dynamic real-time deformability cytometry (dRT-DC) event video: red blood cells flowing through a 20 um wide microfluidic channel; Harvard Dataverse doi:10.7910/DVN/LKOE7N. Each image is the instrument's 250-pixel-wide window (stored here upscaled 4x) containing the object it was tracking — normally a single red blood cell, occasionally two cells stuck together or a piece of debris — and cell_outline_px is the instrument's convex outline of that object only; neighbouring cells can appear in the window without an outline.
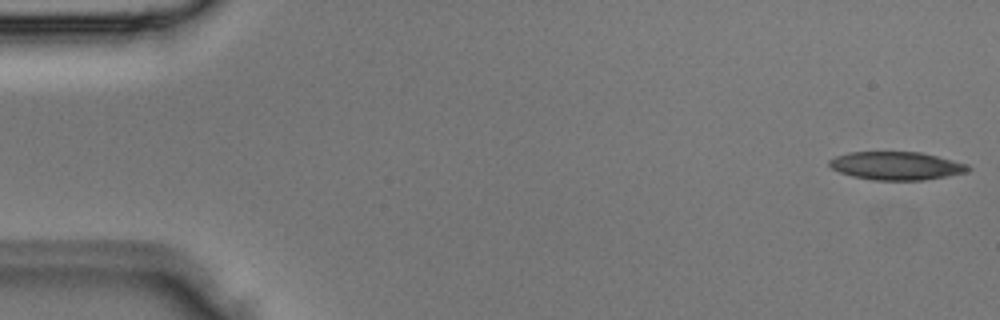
{"species": "Egyptian fruit bat (a non-hibernating species)", "species_latin": "Rousettus aegyptiacus", "temperature_condition": "room temperature", "stored_images_in_passage": 4, "camera_frame_rate_fps": 3000, "um_per_image_px": 0.085, "animal": {"sex": "male"}, "frame": {"image": 1, "passage_image": 1, "time_ms": 0.0, "image_size_px": [1000, 320], "cell_outline_px": [[972, 168], [968, 172], [948, 176], [924, 180], [872, 180], [852, 176], [840, 172], [832, 168], [828, 164], [828, 160], [836, 156], [848, 152], [920, 152], [968, 164]], "centroid_in_image_um": [76.2, 14.09], "position_along_channel_um": 8.8, "area_um2": 22.83}}